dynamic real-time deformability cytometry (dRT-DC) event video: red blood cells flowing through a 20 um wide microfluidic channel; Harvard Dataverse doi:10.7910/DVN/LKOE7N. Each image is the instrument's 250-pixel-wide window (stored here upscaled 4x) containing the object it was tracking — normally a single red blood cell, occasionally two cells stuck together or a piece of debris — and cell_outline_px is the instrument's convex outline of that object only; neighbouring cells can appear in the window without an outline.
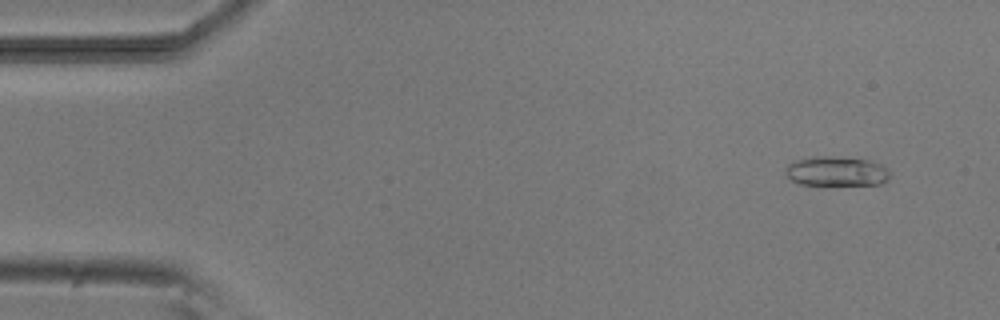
{"species": "common noctule bat (a hibernating species)", "species_latin": "Nyctalus noctula", "temperature_condition": "room temperature", "stored_images_in_passage": 6, "camera_frame_rate_fps": 3000, "um_per_image_px": 0.085, "animal": {"sex": "male", "body_mass_g": 20.5, "forearm_length_mm": 52.5}, "frame": {"image": 1, "passage_image": 1, "time_ms": 0.0, "image_size_px": [1000, 320], "cell_outline_px": [[892, 172], [888, 180], [880, 184], [800, 184], [792, 180], [784, 172], [788, 164], [796, 160], [816, 156], [828, 156], [872, 160], [880, 164]], "centroid_in_image_um": [71.13, 14.55], "position_along_channel_um": 13.9, "area_um2": 17.92}}